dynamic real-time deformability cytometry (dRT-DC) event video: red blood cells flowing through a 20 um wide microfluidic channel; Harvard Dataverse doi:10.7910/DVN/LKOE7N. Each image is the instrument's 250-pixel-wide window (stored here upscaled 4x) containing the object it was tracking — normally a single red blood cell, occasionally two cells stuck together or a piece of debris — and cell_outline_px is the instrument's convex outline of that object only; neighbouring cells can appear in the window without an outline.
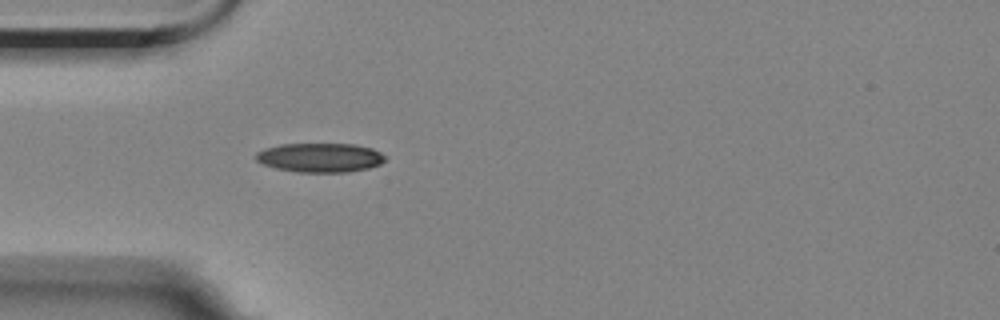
{"species": "Egyptian fruit bat (a non-hibernating species)", "species_latin": "Rousettus aegyptiacus", "temperature_condition": "room temperature", "stored_images_in_passage": 4, "camera_frame_rate_fps": 3000, "um_per_image_px": 0.085, "animal": {"sex": "female"}, "frame": {"image": 1, "passage_image": 4, "time_ms": 3.667, "image_size_px": [1000, 320], "cell_outline_px": [[384, 160], [380, 164], [368, 168], [348, 172], [300, 172], [276, 168], [264, 164], [256, 160], [256, 152], [264, 148], [280, 144], [356, 144], [372, 148], [380, 152], [384, 156]], "centroid_in_image_um": [27.2, 13.39], "position_along_channel_um": 57.8, "area_um2": 21.91}}